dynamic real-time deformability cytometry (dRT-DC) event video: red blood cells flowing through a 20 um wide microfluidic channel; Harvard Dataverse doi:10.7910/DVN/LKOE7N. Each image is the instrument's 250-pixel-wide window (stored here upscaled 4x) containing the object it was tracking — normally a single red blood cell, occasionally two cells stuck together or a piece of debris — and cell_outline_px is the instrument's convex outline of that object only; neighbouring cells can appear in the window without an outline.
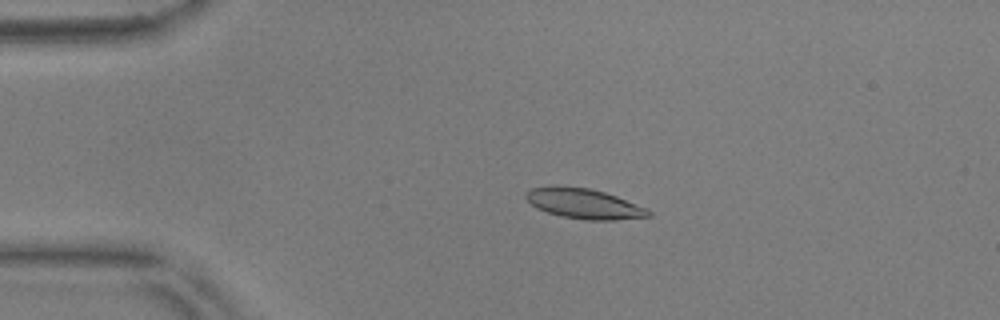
{"species": "common noctule bat (a hibernating species)", "species_latin": "Nyctalus noctula", "temperature_condition": "warm", "stored_images_in_passage": 55, "camera_frame_rate_fps": 3000, "um_per_image_px": 0.085, "animal": {"sex": "male", "body_mass_g": 17.9, "forearm_length_mm": 54.2}, "frame": {"image": 1, "passage_image": 12, "time_ms": 3.667, "image_size_px": [1000, 320], "cell_outline_px": [[652, 216], [612, 220], [584, 220], [560, 216], [536, 208], [524, 196], [532, 188], [556, 184], [588, 188], [604, 192], [616, 196], [648, 208], [652, 212]], "centroid_in_image_um": [49.64, 17.3], "position_along_channel_um": 35.4, "area_um2": 21.68}}
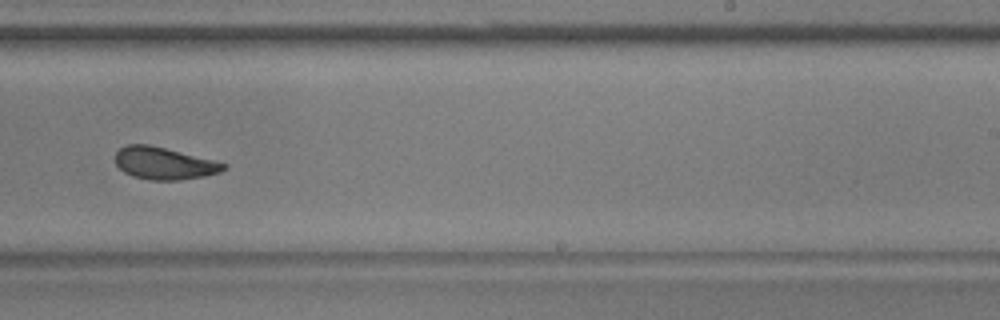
{"frame": {"image": 2, "passage_image": 35, "time_ms": 11.333, "image_size_px": [1000, 320], "cell_outline_px": [[228, 168], [220, 172], [204, 176], [180, 180], [152, 180], [132, 176], [124, 172], [116, 164], [116, 152], [120, 148], [128, 144], [148, 144], [228, 164]], "centroid_in_image_um": [13.94, 13.89], "position_along_channel_um": 275.1, "area_um2": 20.11}}
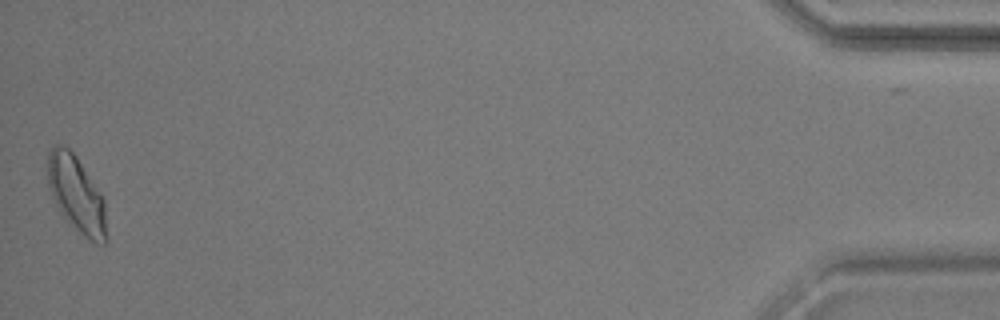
{"frame": {"image": 3, "passage_image": 55, "time_ms": 18.0, "image_size_px": [1000, 320], "cell_outline_px": [[108, 240], [104, 244], [96, 244], [84, 236], [60, 212], [48, 188], [48, 152], [56, 144], [64, 144], [76, 156], [104, 200]], "centroid_in_image_um": [6.5, 16.53], "position_along_channel_um": 428.7, "area_um2": 25.84}, "authors_computed_cell_mechanics": {"area_um2": 21.1548, "velocity_mm_per_s": 3.6437, "shape_relaxation_time_tau1_ms": 2.5796, "shape_relaxation_time_tau2_ms": 1.3873, "deformation_change_tau1": 0.1317, "deformation_change_tau2": 0.0832}}